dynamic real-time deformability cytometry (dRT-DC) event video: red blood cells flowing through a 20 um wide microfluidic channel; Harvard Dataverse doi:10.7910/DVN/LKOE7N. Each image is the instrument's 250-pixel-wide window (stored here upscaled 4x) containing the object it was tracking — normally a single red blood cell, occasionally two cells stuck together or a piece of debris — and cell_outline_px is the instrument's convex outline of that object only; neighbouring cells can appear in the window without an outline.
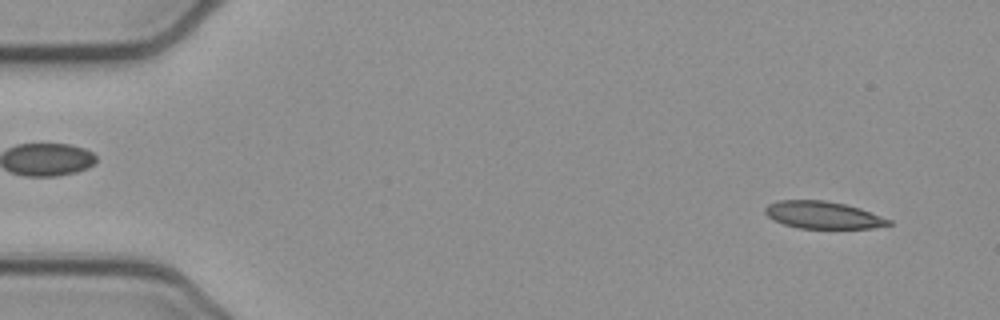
{"species": "common noctule bat (a hibernating species)", "species_latin": "Nyctalus noctula", "temperature_condition": "cold", "stored_images_in_passage": 51, "camera_frame_rate_fps": 3000, "um_per_image_px": 0.085, "animal": {"sex": "female", "body_mass_g": 21.9}, "frame": {"image": 1, "passage_image": 3, "time_ms": 0.667, "image_size_px": [1000, 320], "cell_outline_px": [[892, 224], [872, 228], [800, 228], [784, 224], [768, 216], [764, 212], [764, 208], [768, 204], [780, 200], [824, 200], [844, 204], [860, 208], [892, 220]], "centroid_in_image_um": [69.96, 18.27], "position_along_channel_um": 15.0, "area_um2": 19.48}}
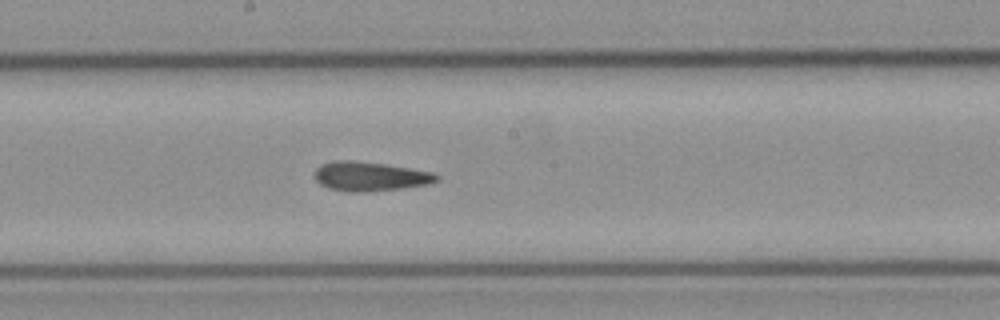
{"frame": {"image": 2, "passage_image": 27, "time_ms": 8.667, "image_size_px": [1000, 320], "cell_outline_px": [[440, 180], [432, 184], [368, 192], [348, 192], [328, 188], [320, 184], [312, 176], [316, 168], [332, 160], [348, 160], [384, 164], [432, 172], [440, 176]], "centroid_in_image_um": [31.45, 15.0], "position_along_channel_um": 216.8, "area_um2": 20.92}}
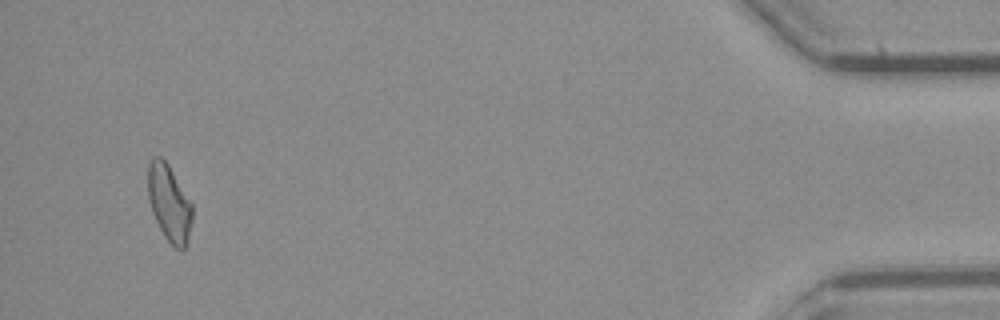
{"frame": {"image": 3, "passage_image": 49, "time_ms": 16.0, "image_size_px": [1000, 320], "cell_outline_px": [[192, 220], [188, 240], [184, 252], [180, 252], [164, 236], [152, 212], [148, 196], [148, 164], [152, 156], [160, 156], [168, 164], [192, 204]], "centroid_in_image_um": [14.39, 17.28], "position_along_channel_um": 420.8, "area_um2": 19.77}, "authors_computed_cell_mechanics": {"area_um2": 20.23, "velocity_mm_per_s": 3.8994, "shape_relaxation_time_tau1_ms": null, "shape_relaxation_time_tau2_ms": 3.3407, "deformation_change_tau1": null, "deformation_change_tau2": 0.129}}